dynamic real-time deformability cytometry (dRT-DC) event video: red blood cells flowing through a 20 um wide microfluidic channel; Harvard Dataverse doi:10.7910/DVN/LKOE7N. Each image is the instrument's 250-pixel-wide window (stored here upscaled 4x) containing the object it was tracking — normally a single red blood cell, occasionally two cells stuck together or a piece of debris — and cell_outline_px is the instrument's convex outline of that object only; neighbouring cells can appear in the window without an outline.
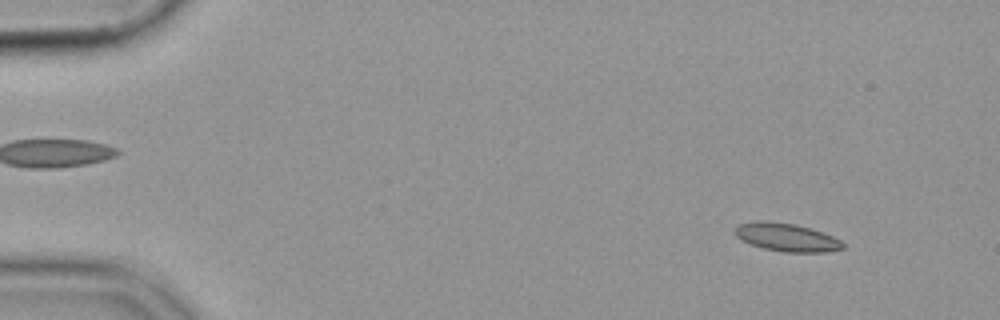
{"species": "common noctule bat (a hibernating species)", "species_latin": "Nyctalus noctula", "temperature_condition": "cold", "stored_images_in_passage": 55, "camera_frame_rate_fps": 3000, "um_per_image_px": 0.085, "animal": {"sex": "female", "body_mass_g": 19.9}, "frame": {"image": 1, "passage_image": 5, "time_ms": 1.333, "image_size_px": [1000, 320], "cell_outline_px": [[844, 248], [828, 252], [784, 252], [764, 248], [740, 240], [736, 236], [736, 228], [740, 224], [756, 220], [764, 220], [796, 224], [832, 236], [840, 240], [844, 244]], "centroid_in_image_um": [66.86, 20.17], "position_along_channel_um": 18.1, "area_um2": 17.51}}
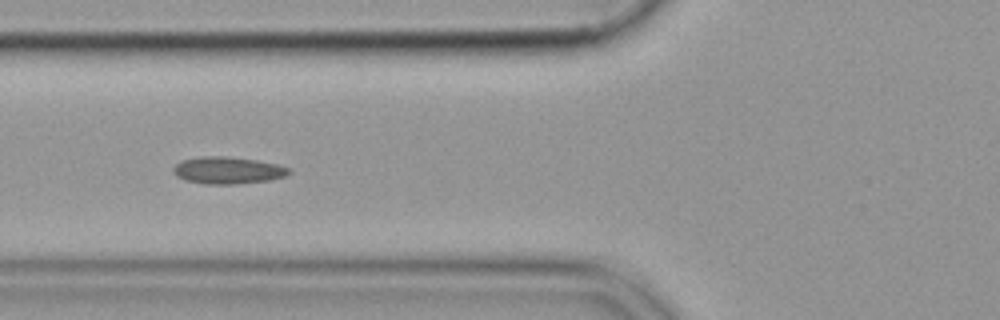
{"frame": {"image": 2, "passage_image": 21, "time_ms": 6.667, "image_size_px": [1000, 320], "cell_outline_px": [[292, 172], [284, 176], [272, 180], [236, 184], [204, 184], [184, 180], [176, 176], [172, 172], [172, 168], [176, 164], [184, 160], [204, 156], [224, 156], [256, 160], [276, 164], [288, 168]], "centroid_in_image_um": [19.34, 14.49], "position_along_channel_um": 106.5, "area_um2": 18.21}}
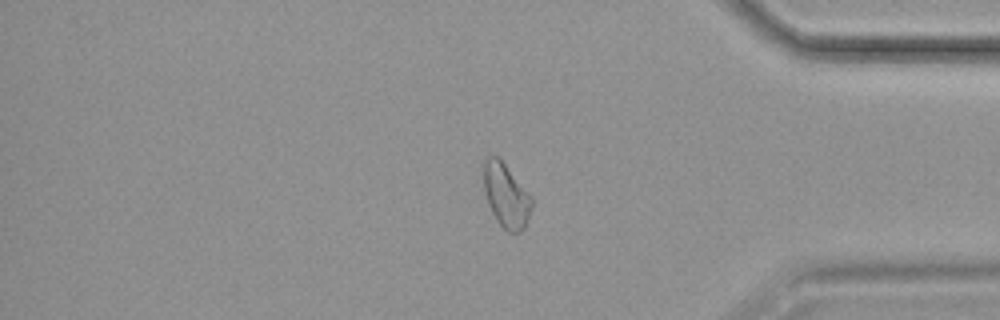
{"frame": {"image": 3, "passage_image": 46, "time_ms": 15.0, "image_size_px": [1000, 320], "cell_outline_px": [[532, 204], [528, 220], [524, 228], [520, 232], [508, 232], [496, 220], [488, 204], [484, 188], [484, 160], [488, 156], [500, 156], [532, 196]], "centroid_in_image_um": [43.03, 16.59], "position_along_channel_um": 392.2, "area_um2": 18.09}}